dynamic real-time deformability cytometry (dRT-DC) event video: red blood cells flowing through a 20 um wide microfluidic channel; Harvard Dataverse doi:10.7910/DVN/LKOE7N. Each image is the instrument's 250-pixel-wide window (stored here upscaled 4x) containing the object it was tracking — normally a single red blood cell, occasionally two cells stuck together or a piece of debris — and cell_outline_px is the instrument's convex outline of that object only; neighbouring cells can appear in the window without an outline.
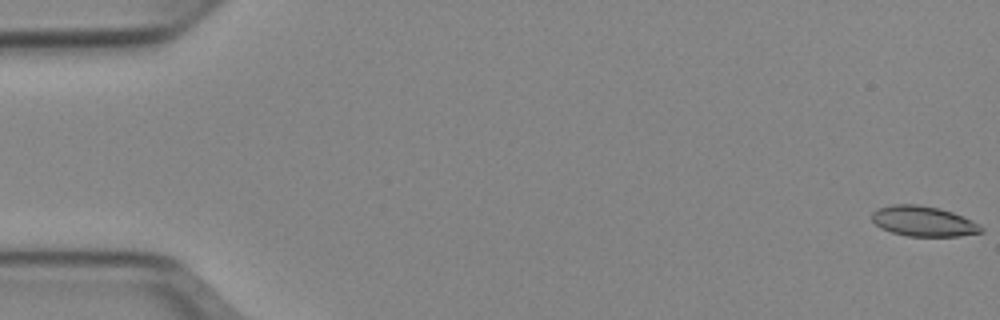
{"species": "Egyptian fruit bat (a non-hibernating species)", "species_latin": "Rousettus aegyptiacus", "temperature_condition": "cold", "stored_images_in_passage": 52, "camera_frame_rate_fps": 3000, "um_per_image_px": 0.085, "animal": {"sex": "female"}, "frame": {"image": 1, "passage_image": 1, "time_ms": 0.0, "image_size_px": [1000, 320], "cell_outline_px": [[984, 232], [960, 236], [908, 236], [892, 232], [880, 228], [872, 220], [872, 212], [876, 208], [892, 204], [916, 204], [940, 208], [952, 212], [980, 224], [984, 228]], "centroid_in_image_um": [78.49, 18.8], "position_along_channel_um": 6.5, "area_um2": 19.36}}
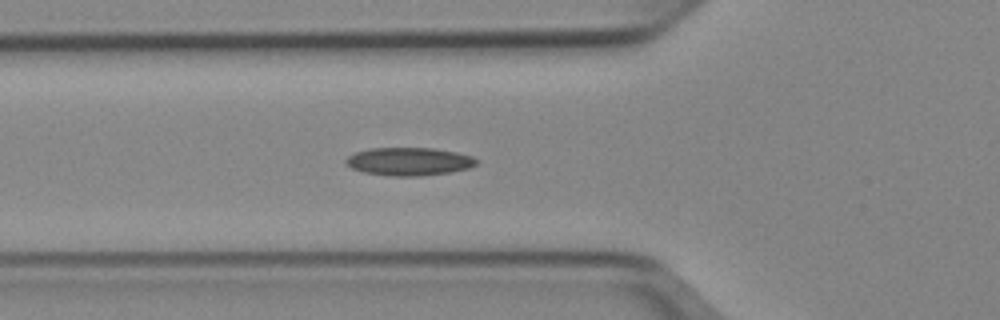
{"frame": {"image": 2, "passage_image": 19, "time_ms": 6.0, "image_size_px": [1000, 320], "cell_outline_px": [[476, 164], [468, 168], [448, 172], [420, 176], [392, 176], [364, 172], [352, 168], [344, 160], [348, 156], [356, 152], [372, 148], [432, 148], [456, 152], [472, 156], [476, 160]], "centroid_in_image_um": [34.75, 13.72], "position_along_channel_um": 91.0, "area_um2": 21.04}}
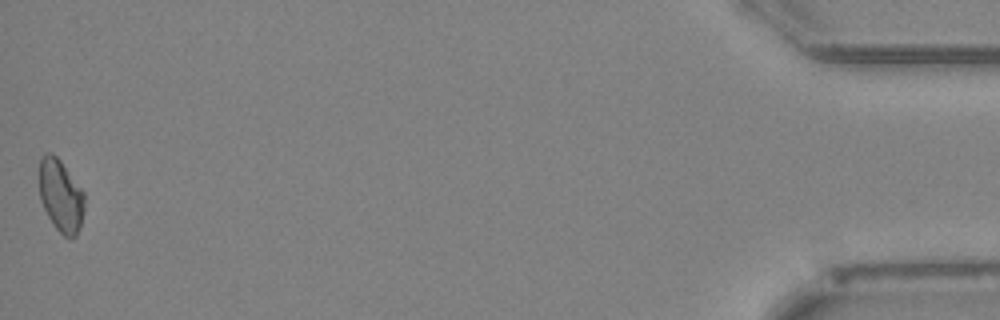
{"frame": {"image": 3, "passage_image": 52, "time_ms": 17.0, "image_size_px": [1000, 320], "cell_outline_px": [[84, 208], [80, 224], [76, 236], [72, 240], [64, 236], [52, 224], [40, 200], [40, 160], [44, 152], [52, 152], [60, 160], [84, 192]], "centroid_in_image_um": [5.16, 16.64], "position_along_channel_um": 430.0, "area_um2": 19.02}}